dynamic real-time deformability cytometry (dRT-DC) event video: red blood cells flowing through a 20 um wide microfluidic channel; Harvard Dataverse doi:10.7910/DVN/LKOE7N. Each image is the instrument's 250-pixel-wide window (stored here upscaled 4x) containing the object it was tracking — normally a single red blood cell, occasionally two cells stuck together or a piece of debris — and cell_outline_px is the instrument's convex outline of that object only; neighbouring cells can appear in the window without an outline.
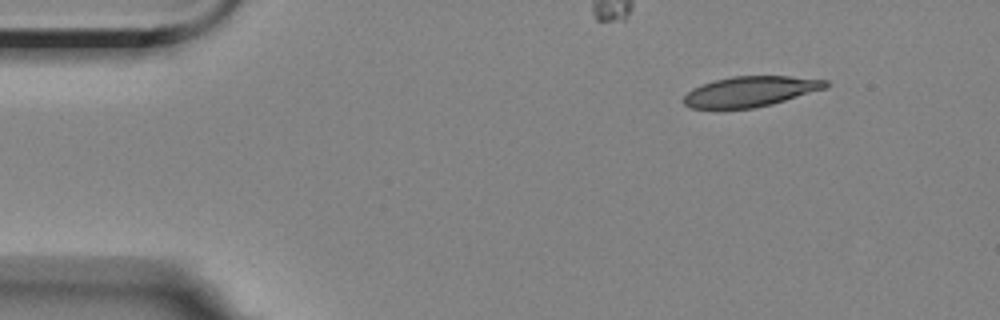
{"species": "Egyptian fruit bat (a non-hibernating species)", "species_latin": "Rousettus aegyptiacus", "temperature_condition": "room temperature", "stored_images_in_passage": 51, "camera_frame_rate_fps": 3000, "um_per_image_px": 0.085, "animal": {"sex": "female"}, "frame": {"image": 1, "passage_image": 1, "time_ms": 0.0, "image_size_px": [1000, 320], "cell_outline_px": [[832, 84], [828, 88], [772, 104], [752, 108], [692, 108], [684, 104], [684, 96], [692, 88], [716, 80], [732, 76], [788, 76], [828, 80]], "centroid_in_image_um": [63.86, 7.77], "position_along_channel_um": 21.1, "area_um2": 25.03}}
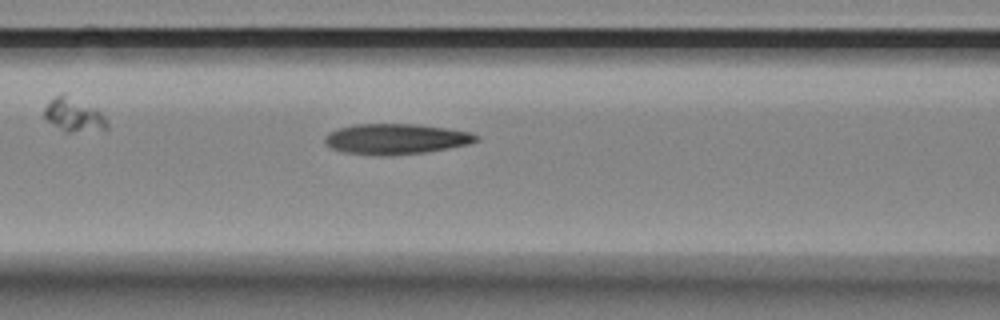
{"frame": {"image": 2, "passage_image": 17, "time_ms": 5.333, "image_size_px": [1000, 320], "cell_outline_px": [[480, 140], [468, 144], [448, 148], [424, 152], [388, 156], [376, 156], [344, 152], [332, 148], [324, 140], [324, 136], [328, 132], [336, 128], [356, 124], [420, 124], [448, 128], [468, 132], [480, 136]], "centroid_in_image_um": [33.64, 11.81], "position_along_channel_um": 133.0, "area_um2": 27.11}}
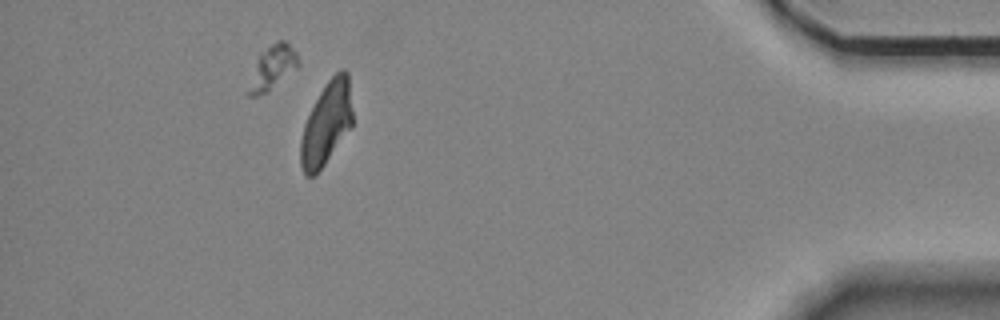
{"frame": {"image": 3, "passage_image": 45, "time_ms": 14.667, "image_size_px": [1000, 320], "cell_outline_px": [[352, 128], [324, 164], [312, 176], [304, 176], [300, 164], [300, 140], [304, 124], [320, 92], [328, 80], [340, 68], [344, 68], [348, 72], [352, 112]], "centroid_in_image_um": [27.75, 10.49], "position_along_channel_um": 407.4, "area_um2": 25.03}, "authors_computed_cell_mechanics": {"area_um2": 26.3568, "velocity_mm_per_s": 3.4969, "shape_relaxation_time_tau1_ms": null, "shape_relaxation_time_tau2_ms": 4.5018, "deformation_change_tau1": null, "deformation_change_tau2": 0.133}}